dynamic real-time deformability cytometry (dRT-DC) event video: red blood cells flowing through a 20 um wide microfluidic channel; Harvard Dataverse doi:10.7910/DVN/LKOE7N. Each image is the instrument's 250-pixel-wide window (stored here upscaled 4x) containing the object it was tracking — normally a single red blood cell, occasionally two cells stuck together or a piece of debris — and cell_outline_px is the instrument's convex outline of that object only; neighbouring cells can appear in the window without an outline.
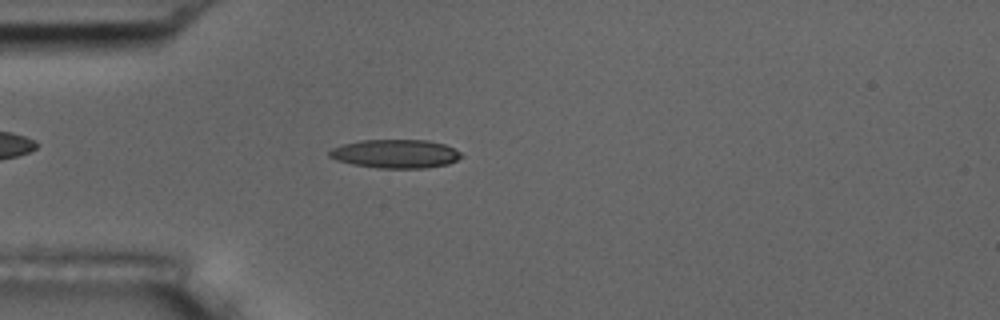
{"species": "common noctule bat (a hibernating species)", "species_latin": "Nyctalus noctula", "temperature_condition": "room temperature", "stored_images_in_passage": 3, "camera_frame_rate_fps": 3000, "um_per_image_px": 0.085, "animal": {"sex": "male", "body_mass_g": 17.5, "forearm_length_mm": 52.3}, "frame": {"image": 1, "passage_image": 3, "time_ms": 3.0, "image_size_px": [1000, 320], "cell_outline_px": [[464, 156], [448, 164], [424, 168], [376, 168], [352, 164], [336, 160], [328, 156], [328, 152], [332, 148], [344, 144], [364, 140], [428, 140], [444, 144], [460, 152]], "centroid_in_image_um": [33.61, 13.08], "position_along_channel_um": 51.4, "area_um2": 21.96}}